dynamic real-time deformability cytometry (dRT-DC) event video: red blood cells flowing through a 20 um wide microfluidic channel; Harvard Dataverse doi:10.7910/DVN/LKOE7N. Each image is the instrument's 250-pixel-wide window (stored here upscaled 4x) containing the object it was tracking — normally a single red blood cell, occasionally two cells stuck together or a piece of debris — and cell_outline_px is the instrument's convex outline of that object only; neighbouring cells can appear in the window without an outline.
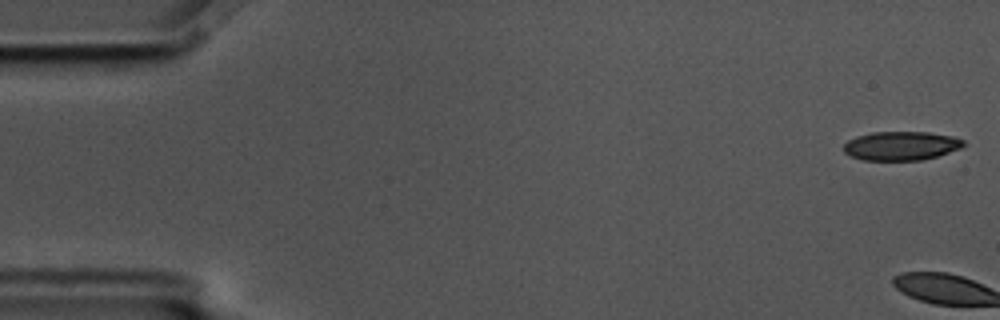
{"species": "common noctule bat (a hibernating species)", "species_latin": "Nyctalus noctula", "temperature_condition": "cold", "stored_images_in_passage": 3, "camera_frame_rate_fps": 3000, "um_per_image_px": 0.085, "animal": {"sex": "male", "body_mass_g": 17.5, "forearm_length_mm": 52.3}, "frame": {"image": 1, "passage_image": 1, "time_ms": 0.0, "image_size_px": [1000, 320], "cell_outline_px": [[964, 144], [960, 148], [936, 156], [920, 160], [864, 160], [852, 156], [844, 152], [844, 144], [848, 140], [856, 136], [872, 132], [928, 132], [952, 136], [964, 140]], "centroid_in_image_um": [76.57, 12.39], "position_along_channel_um": 8.4, "area_um2": 20.0}}